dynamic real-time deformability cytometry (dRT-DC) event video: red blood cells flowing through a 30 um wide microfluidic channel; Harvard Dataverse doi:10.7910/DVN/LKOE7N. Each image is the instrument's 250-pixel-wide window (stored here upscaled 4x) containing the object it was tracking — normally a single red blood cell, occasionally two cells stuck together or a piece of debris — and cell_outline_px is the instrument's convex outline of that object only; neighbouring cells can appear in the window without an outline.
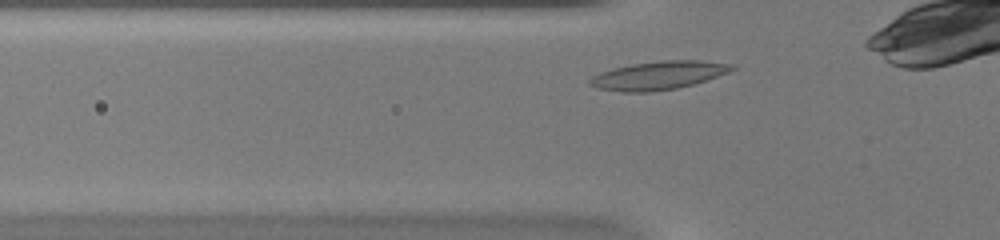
{"species": "common noctule bat (a hibernating species)", "species_latin": "Nyctalus noctula", "temperature_condition": "warm", "stored_images_in_passage": 32, "camera_frame_rate_fps": 3000, "um_per_image_px": 0.085, "animal": {"sex": "female", "body_mass_g": 20.0, "forearm_length_mm": 54.0}, "frame": {"image": 1, "passage_image": 4, "time_ms": 1.0, "image_size_px": [1000, 240], "cell_outline_px": [[736, 68], [728, 72], [692, 84], [676, 88], [652, 92], [624, 92], [596, 88], [588, 84], [588, 80], [592, 76], [600, 72], [612, 68], [632, 64], [664, 60], [700, 60], [732, 64]], "centroid_in_image_um": [55.91, 6.41], "position_along_channel_um": 69.9, "area_um2": 23.35}}
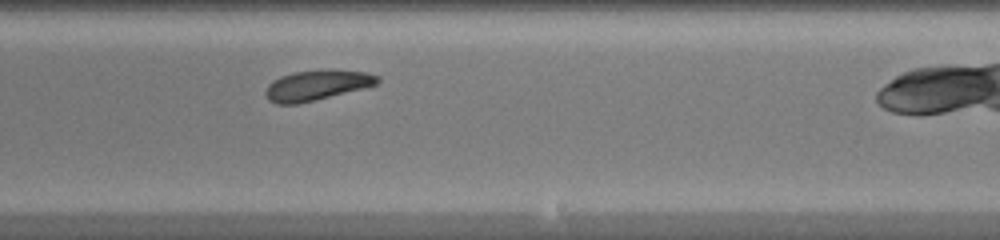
{"frame": {"image": 2, "passage_image": 19, "time_ms": 6.0, "image_size_px": [1000, 240], "cell_outline_px": [[380, 80], [376, 84], [316, 100], [296, 104], [276, 104], [268, 100], [264, 92], [268, 84], [272, 80], [280, 76], [292, 72], [364, 72], [380, 76]], "centroid_in_image_um": [26.82, 7.29], "position_along_channel_um": 262.2, "area_um2": 18.84}}
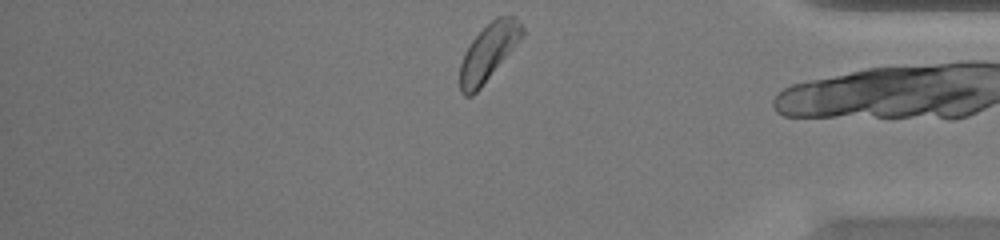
{"frame": {"image": 3, "passage_image": 31, "time_ms": 10.0, "image_size_px": [1000, 240], "cell_outline_px": [[524, 32], [520, 40], [480, 88], [472, 96], [464, 96], [460, 92], [460, 64], [472, 40], [496, 16], [516, 16], [524, 28]], "centroid_in_image_um": [41.53, 4.44], "position_along_channel_um": 393.7, "area_um2": 20.17}, "authors_computed_cell_mechanics": {"area_um2": 20.3167, "velocity_mm_per_s": 3.861, "shape_relaxation_time_tau1_ms": 3.1243, "shape_relaxation_time_tau2_ms": null, "deformation_change_tau1": 0.1066, "deformation_change_tau2": null}}